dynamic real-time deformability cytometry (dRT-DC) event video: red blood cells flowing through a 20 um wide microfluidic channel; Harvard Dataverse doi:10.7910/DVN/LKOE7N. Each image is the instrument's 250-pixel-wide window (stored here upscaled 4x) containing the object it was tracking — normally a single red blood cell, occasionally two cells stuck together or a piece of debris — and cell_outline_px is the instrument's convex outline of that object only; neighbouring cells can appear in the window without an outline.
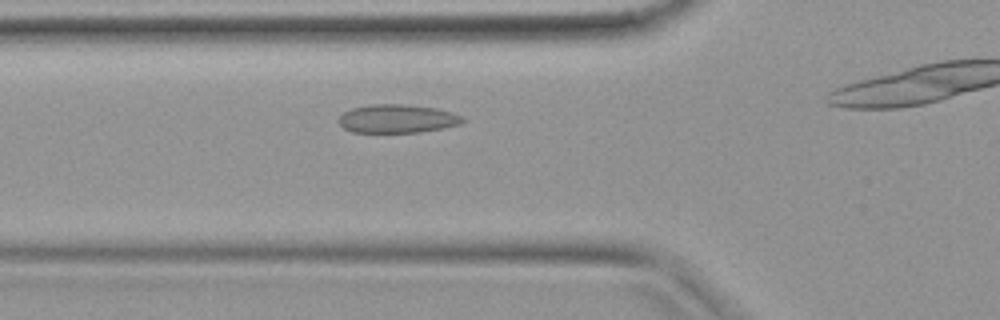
{"species": "common noctule bat (a hibernating species)", "species_latin": "Nyctalus noctula", "temperature_condition": "warm", "stored_images_in_passage": 8, "camera_frame_rate_fps": 3000, "um_per_image_px": 0.085, "animal": {"sex": "female", "body_mass_g": 19.9}, "frame": {"image": 1, "passage_image": 2, "time_ms": 0.333, "image_size_px": [1000, 320], "cell_outline_px": [[464, 120], [460, 124], [444, 128], [420, 132], [352, 132], [344, 128], [340, 124], [340, 116], [344, 112], [352, 108], [372, 104], [404, 104], [436, 108], [452, 112], [460, 116]], "centroid_in_image_um": [33.77, 10.09], "position_along_channel_um": 92.0, "area_um2": 20.4}}
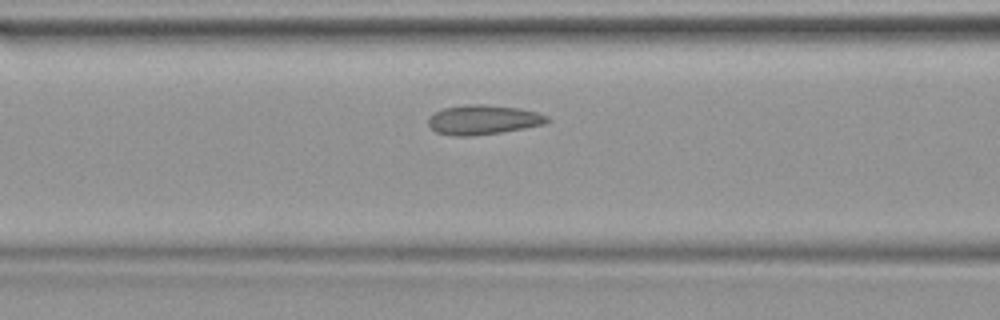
{"frame": {"image": 2, "passage_image": 4, "time_ms": 1.0, "image_size_px": [1000, 320], "cell_outline_px": [[552, 120], [544, 124], [524, 128], [500, 132], [472, 136], [452, 136], [436, 132], [428, 124], [428, 116], [444, 108], [464, 104], [484, 104], [520, 108], [536, 112], [548, 116]], "centroid_in_image_um": [41.07, 10.17], "position_along_channel_um": 125.5, "area_um2": 20.58}}
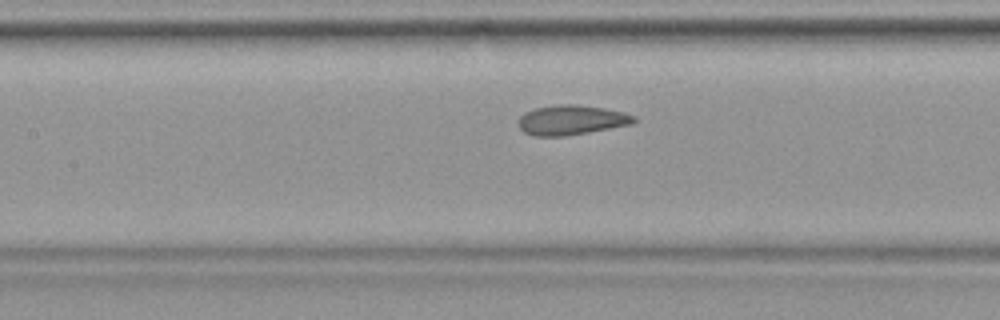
{"frame": {"image": 3, "passage_image": 6, "time_ms": 1.667, "image_size_px": [1000, 320], "cell_outline_px": [[636, 120], [632, 124], [588, 132], [564, 136], [536, 136], [524, 132], [516, 124], [516, 120], [524, 112], [536, 108], [556, 104], [576, 104], [604, 108], [624, 112], [636, 116]], "centroid_in_image_um": [48.53, 10.19], "position_along_channel_um": 158.9, "area_um2": 20.17}}